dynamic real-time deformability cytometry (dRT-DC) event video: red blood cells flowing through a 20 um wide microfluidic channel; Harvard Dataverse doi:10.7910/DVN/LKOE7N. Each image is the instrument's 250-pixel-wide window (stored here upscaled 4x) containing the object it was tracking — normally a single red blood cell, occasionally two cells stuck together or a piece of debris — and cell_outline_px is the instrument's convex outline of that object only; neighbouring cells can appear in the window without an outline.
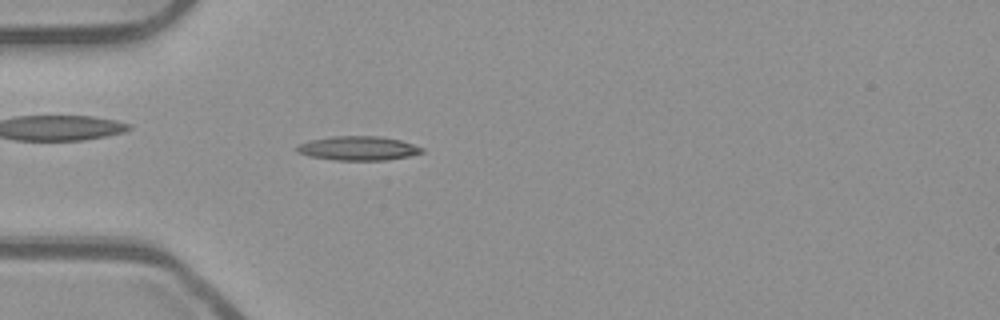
{"species": "common noctule bat (a hibernating species)", "species_latin": "Nyctalus noctula", "temperature_condition": "room temperature", "stored_images_in_passage": 52, "camera_frame_rate_fps": 3000, "um_per_image_px": 0.085, "animal": {"sex": "male", "body_mass_g": 23.1, "forearm_length_mm": 52.7}, "frame": {"image": 1, "passage_image": 15, "time_ms": 4.667, "image_size_px": [1000, 320], "cell_outline_px": [[424, 152], [408, 156], [388, 160], [336, 160], [308, 156], [296, 152], [296, 148], [300, 144], [308, 140], [332, 136], [380, 136], [400, 140], [424, 148]], "centroid_in_image_um": [30.43, 12.6], "position_along_channel_um": 54.6, "area_um2": 17.63}}
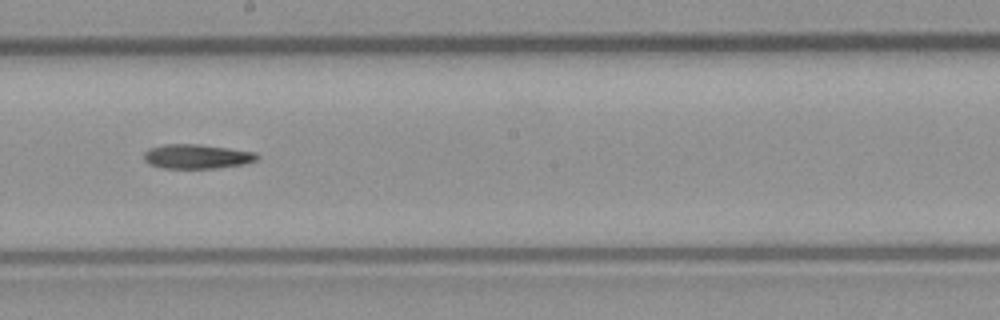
{"frame": {"image": 2, "passage_image": 29, "time_ms": 9.333, "image_size_px": [1000, 320], "cell_outline_px": [[260, 156], [256, 160], [244, 164], [216, 168], [164, 168], [148, 164], [144, 160], [144, 152], [148, 148], [160, 144], [200, 144], [256, 152]], "centroid_in_image_um": [16.71, 13.29], "position_along_channel_um": 231.5, "area_um2": 16.24}}
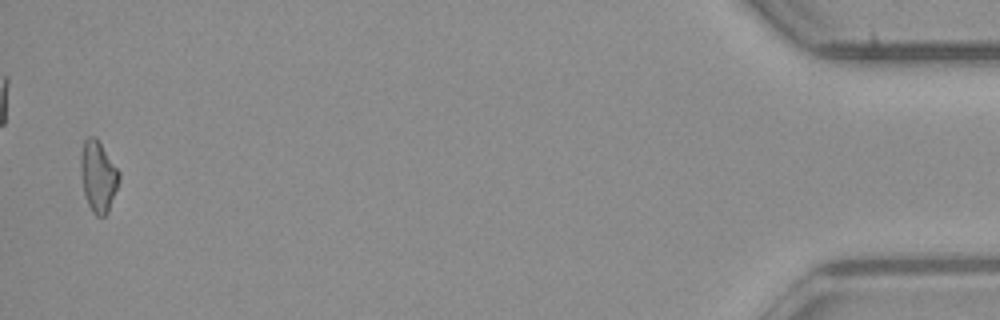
{"frame": {"image": 3, "passage_image": 51, "time_ms": 16.667, "image_size_px": [1000, 320], "cell_outline_px": [[120, 180], [108, 212], [104, 216], [96, 216], [92, 212], [88, 204], [84, 192], [80, 172], [80, 152], [84, 140], [88, 136], [96, 136], [120, 172]], "centroid_in_image_um": [8.34, 14.96], "position_along_channel_um": 426.9, "area_um2": 16.07}}